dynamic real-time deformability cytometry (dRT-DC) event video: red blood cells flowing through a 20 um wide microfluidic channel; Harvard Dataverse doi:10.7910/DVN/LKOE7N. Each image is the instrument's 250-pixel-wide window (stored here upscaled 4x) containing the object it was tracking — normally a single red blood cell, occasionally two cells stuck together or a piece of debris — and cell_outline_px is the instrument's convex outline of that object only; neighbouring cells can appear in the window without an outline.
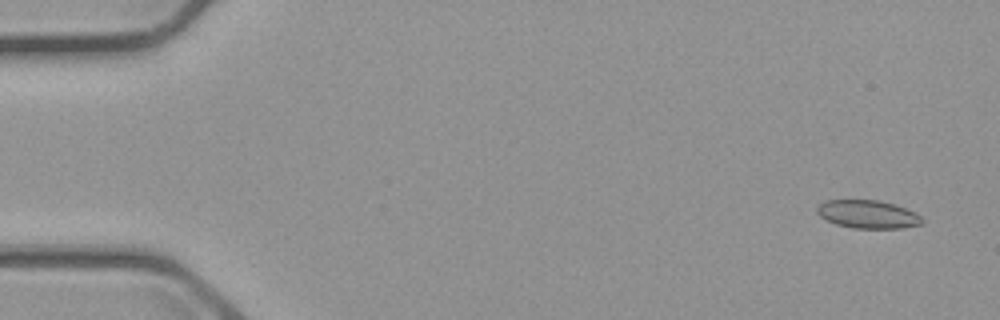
{"species": "common noctule bat (a hibernating species)", "species_latin": "Nyctalus noctula", "temperature_condition": "cold", "stored_images_in_passage": 4, "camera_frame_rate_fps": 3000, "um_per_image_px": 0.085, "animal": {"sex": "male", "body_mass_g": 23.1, "forearm_length_mm": 52.7}, "frame": {"image": 1, "passage_image": 1, "time_ms": 0.0, "image_size_px": [1000, 320], "cell_outline_px": [[924, 220], [920, 224], [904, 228], [852, 228], [836, 224], [820, 216], [816, 212], [816, 208], [824, 200], [880, 200], [916, 212]], "centroid_in_image_um": [73.76, 18.21], "position_along_channel_um": 11.2, "area_um2": 17.17}}